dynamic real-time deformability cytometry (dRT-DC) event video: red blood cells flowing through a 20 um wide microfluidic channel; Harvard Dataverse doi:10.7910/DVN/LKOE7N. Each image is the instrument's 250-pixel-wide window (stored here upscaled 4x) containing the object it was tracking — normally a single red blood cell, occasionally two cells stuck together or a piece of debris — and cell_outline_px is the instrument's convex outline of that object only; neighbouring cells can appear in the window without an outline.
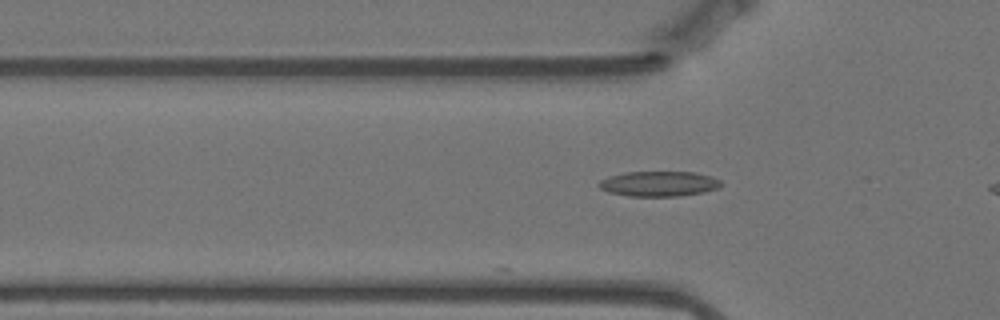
{"species": "Egyptian fruit bat (a non-hibernating species)", "species_latin": "Rousettus aegyptiacus", "temperature_condition": "warm", "stored_images_in_passage": 2, "camera_frame_rate_fps": 3000, "um_per_image_px": 0.085, "animal": {"sex": "female"}, "frame": {"image": 1, "passage_image": 2, "time_ms": 0.333, "image_size_px": [1000, 320], "cell_outline_px": [[724, 184], [716, 188], [704, 192], [680, 196], [628, 196], [608, 192], [600, 188], [596, 184], [600, 180], [608, 176], [624, 172], [692, 172], [712, 176], [720, 180]], "centroid_in_image_um": [55.98, 15.62], "position_along_channel_um": 69.8, "area_um2": 18.03}}